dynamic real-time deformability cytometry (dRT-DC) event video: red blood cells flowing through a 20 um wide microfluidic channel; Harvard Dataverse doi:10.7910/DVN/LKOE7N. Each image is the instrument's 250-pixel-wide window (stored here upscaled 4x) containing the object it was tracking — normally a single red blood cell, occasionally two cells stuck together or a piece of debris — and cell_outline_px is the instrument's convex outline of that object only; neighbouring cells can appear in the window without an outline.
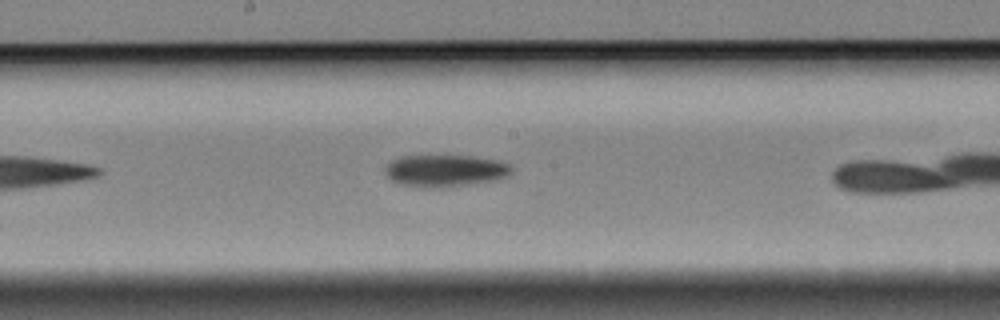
{"species": "Egyptian fruit bat (a non-hibernating species)", "species_latin": "Rousettus aegyptiacus", "temperature_condition": "cold", "stored_images_in_passage": 13, "camera_frame_rate_fps": 3000, "um_per_image_px": 0.085, "animal": {"sex": "female"}, "frame": {"image": 1, "passage_image": 11, "time_ms": 3.333, "image_size_px": [1000, 320], "cell_outline_px": [[512, 172], [508, 176], [492, 180], [440, 188], [400, 184], [392, 180], [384, 172], [384, 168], [392, 160], [400, 156], [472, 156], [496, 160], [508, 164], [512, 168]], "centroid_in_image_um": [37.82, 14.5], "position_along_channel_um": 210.4, "area_um2": 23.18}}